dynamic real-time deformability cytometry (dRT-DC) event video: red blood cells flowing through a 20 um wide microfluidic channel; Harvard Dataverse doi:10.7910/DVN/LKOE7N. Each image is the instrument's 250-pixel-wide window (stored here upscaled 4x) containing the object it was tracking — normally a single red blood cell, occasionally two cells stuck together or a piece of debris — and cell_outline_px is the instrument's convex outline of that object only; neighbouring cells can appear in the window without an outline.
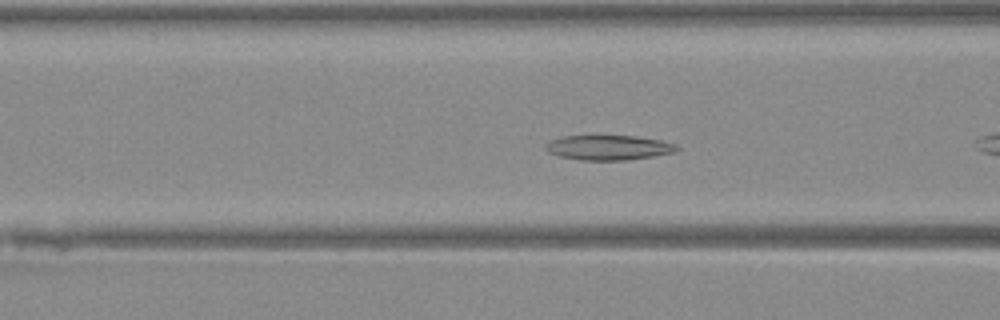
{"species": "Egyptian fruit bat (a non-hibernating species)", "species_latin": "Rousettus aegyptiacus", "temperature_condition": "warm", "stored_images_in_passage": 36, "camera_frame_rate_fps": 3000, "um_per_image_px": 0.085, "animal": {"sex": "female"}, "frame": {"image": 1, "passage_image": 6, "time_ms": 1.667, "image_size_px": [1000, 320], "cell_outline_px": [[680, 148], [676, 152], [628, 160], [580, 160], [560, 156], [548, 152], [544, 148], [544, 144], [548, 140], [560, 136], [636, 136], [660, 140], [676, 144]], "centroid_in_image_um": [51.69, 12.54], "position_along_channel_um": 114.9, "area_um2": 19.13}}
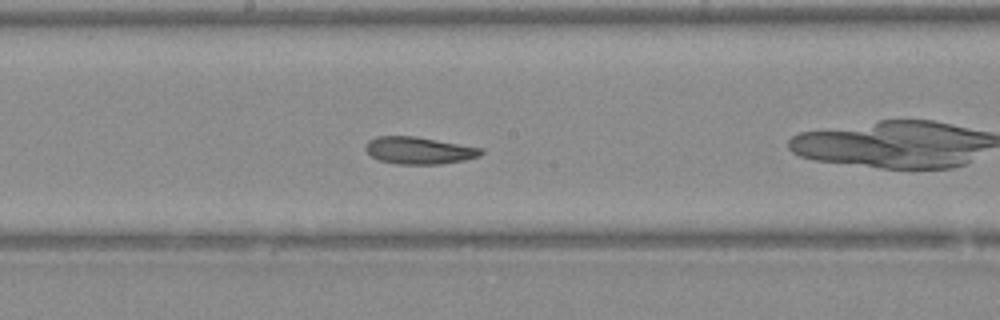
{"frame": {"image": 2, "passage_image": 13, "time_ms": 4.0, "image_size_px": [1000, 320], "cell_outline_px": [[484, 152], [480, 156], [464, 160], [440, 164], [396, 164], [380, 160], [372, 156], [364, 148], [364, 144], [368, 140], [376, 136], [416, 136], [484, 148]], "centroid_in_image_um": [35.62, 12.78], "position_along_channel_um": 212.6, "area_um2": 18.44}}
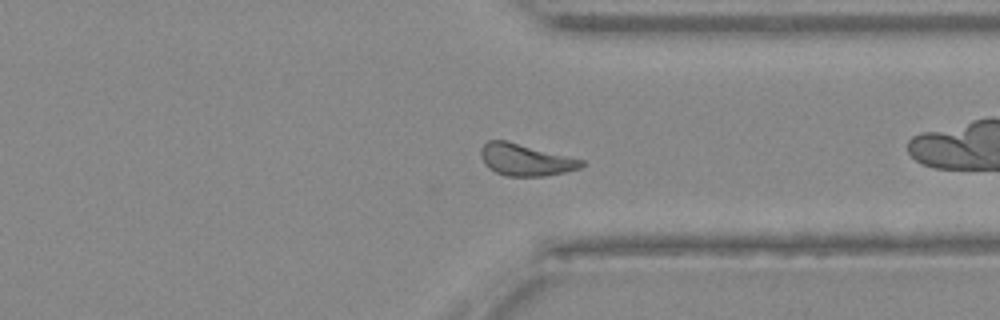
{"frame": {"image": 3, "passage_image": 24, "time_ms": 7.667, "image_size_px": [1000, 320], "cell_outline_px": [[584, 164], [580, 168], [564, 172], [544, 176], [504, 176], [488, 168], [484, 164], [480, 156], [480, 148], [488, 140], [508, 140], [584, 160]], "centroid_in_image_um": [44.63, 13.57], "position_along_channel_um": 366.8, "area_um2": 18.84}}